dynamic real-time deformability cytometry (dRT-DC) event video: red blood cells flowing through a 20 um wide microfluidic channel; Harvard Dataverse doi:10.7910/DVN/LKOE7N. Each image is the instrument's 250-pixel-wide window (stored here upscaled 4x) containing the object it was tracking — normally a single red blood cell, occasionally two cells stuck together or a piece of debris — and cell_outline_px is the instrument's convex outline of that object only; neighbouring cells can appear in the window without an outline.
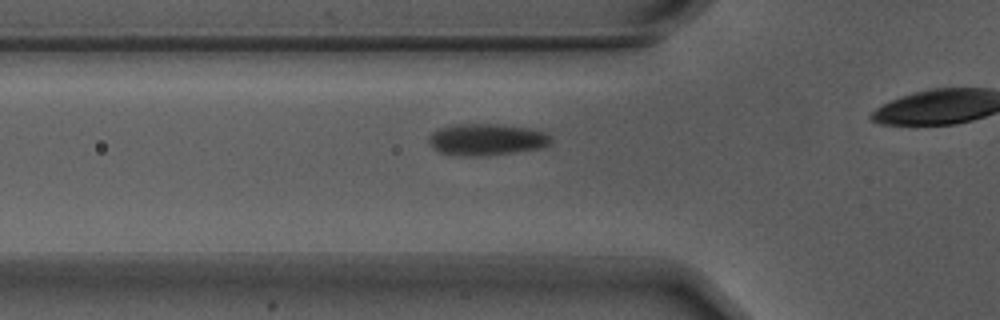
{"species": "Egyptian fruit bat (a non-hibernating species)", "species_latin": "Rousettus aegyptiacus", "temperature_condition": "warm", "stored_images_in_passage": 17, "camera_frame_rate_fps": 3000, "um_per_image_px": 0.085, "animal": {"sex": "male"}, "frame": {"image": 1, "passage_image": 12, "time_ms": 3.667, "image_size_px": [1000, 320], "cell_outline_px": [[552, 140], [548, 148], [484, 156], [460, 156], [440, 152], [432, 148], [428, 144], [428, 136], [432, 132], [440, 128], [456, 124], [496, 124], [528, 128], [548, 132], [552, 136]], "centroid_in_image_um": [41.41, 11.87], "position_along_channel_um": 84.4, "area_um2": 23.06}}
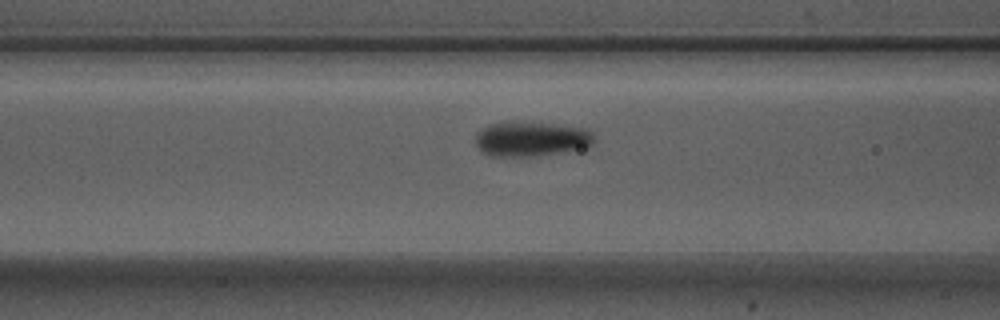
{"frame": {"image": 2, "passage_image": 15, "time_ms": 4.667, "image_size_px": [1000, 320], "cell_outline_px": [[592, 144], [560, 152], [536, 156], [488, 156], [476, 144], [476, 132], [488, 124], [504, 120], [508, 120], [548, 124], [584, 128], [592, 132]], "centroid_in_image_um": [45.04, 11.78], "position_along_channel_um": 121.6, "area_um2": 23.81}}